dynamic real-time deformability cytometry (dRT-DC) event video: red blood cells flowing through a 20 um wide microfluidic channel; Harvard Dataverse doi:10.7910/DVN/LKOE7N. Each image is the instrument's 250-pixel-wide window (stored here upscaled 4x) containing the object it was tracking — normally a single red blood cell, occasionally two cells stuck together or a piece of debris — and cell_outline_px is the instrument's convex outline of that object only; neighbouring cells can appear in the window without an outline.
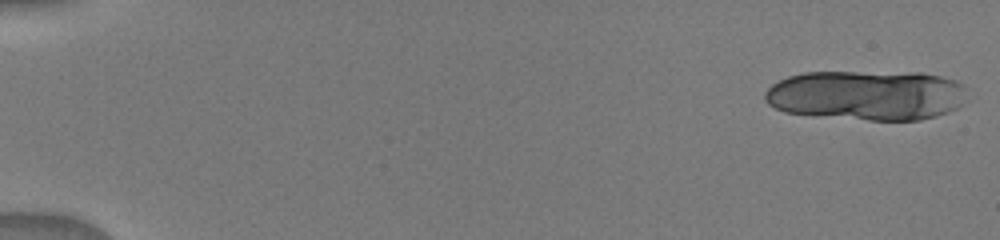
{"species": "human", "species_latin": "Homo sapiens", "temperature_condition": "warm", "stored_images_in_passage": 14, "camera_frame_rate_fps": 3000, "um_per_image_px": 0.085, "donor": {"sex": "male"}, "frame": {"image": 1, "passage_image": 1, "time_ms": 0.0, "image_size_px": [1000, 240], "cell_outline_px": [[964, 88], [960, 104], [956, 108], [948, 112], [936, 116], [920, 120], [868, 120], [784, 112], [768, 104], [764, 100], [764, 92], [772, 84], [788, 76], [804, 72], [920, 72], [940, 76], [956, 80], [964, 84]], "centroid_in_image_um": [73.64, 8.08], "position_along_channel_um": 11.4, "area_um2": 58.96}}